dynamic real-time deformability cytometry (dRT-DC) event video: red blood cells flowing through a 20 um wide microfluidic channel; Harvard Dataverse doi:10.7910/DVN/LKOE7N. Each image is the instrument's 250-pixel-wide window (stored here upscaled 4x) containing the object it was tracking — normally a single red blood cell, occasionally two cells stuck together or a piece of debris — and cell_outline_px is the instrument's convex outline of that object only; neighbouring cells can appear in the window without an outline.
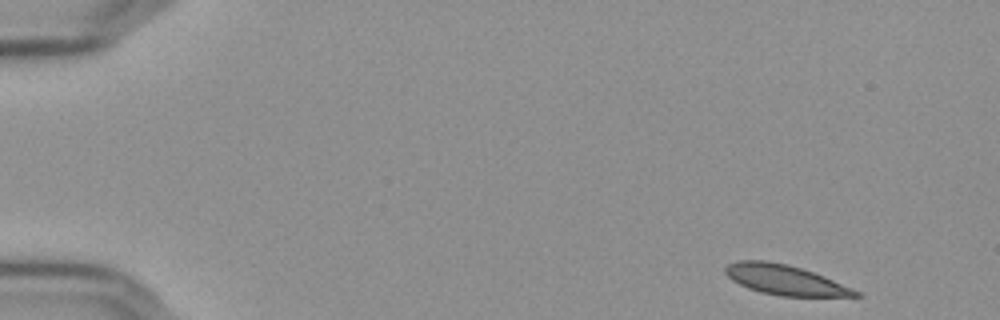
{"species": "Egyptian fruit bat (a non-hibernating species)", "species_latin": "Rousettus aegyptiacus", "temperature_condition": "cold", "stored_images_in_passage": 52, "camera_frame_rate_fps": 3000, "um_per_image_px": 0.085, "frame": {"image": 1, "passage_image": 1, "time_ms": 0.0, "image_size_px": [1000, 320], "cell_outline_px": [[864, 296], [780, 296], [760, 292], [748, 288], [732, 280], [724, 272], [724, 268], [728, 264], [736, 260], [768, 260], [788, 264], [824, 276], [852, 288], [860, 292]], "centroid_in_image_um": [66.7, 23.78], "position_along_channel_um": 18.3, "area_um2": 22.72}}
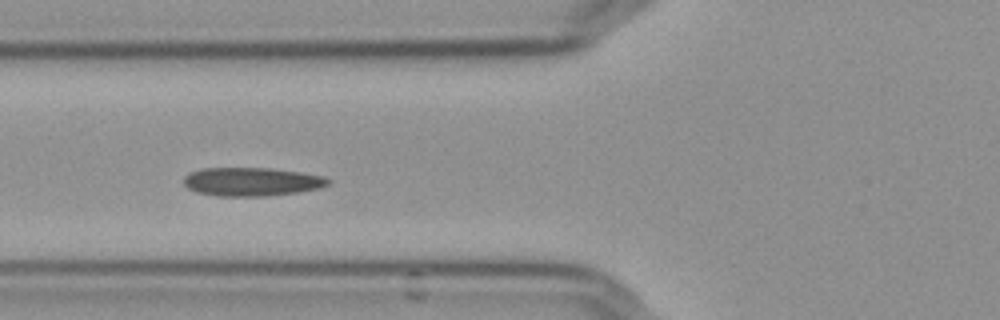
{"frame": {"image": 2, "passage_image": 18, "time_ms": 5.667, "image_size_px": [1000, 320], "cell_outline_px": [[332, 180], [328, 184], [320, 188], [296, 192], [264, 196], [216, 196], [196, 192], [188, 188], [184, 184], [184, 176], [188, 172], [200, 168], [272, 168], [300, 172], [324, 176]], "centroid_in_image_um": [21.36, 15.44], "position_along_channel_um": 104.4, "area_um2": 24.16}}
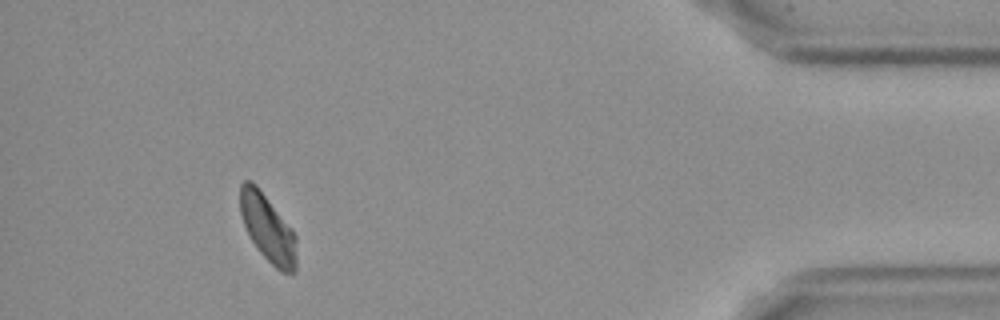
{"frame": {"image": 3, "passage_image": 48, "time_ms": 15.667, "image_size_px": [1000, 320], "cell_outline_px": [[296, 272], [280, 272], [260, 252], [252, 240], [244, 224], [240, 212], [240, 184], [244, 180], [252, 180], [256, 184], [292, 228], [296, 236]], "centroid_in_image_um": [22.77, 19.37], "position_along_channel_um": 412.4, "area_um2": 22.02}, "authors_computed_cell_mechanics": {"area_um2": 23.12, "velocity_mm_per_s": 3.6115, "shape_relaxation_time_tau1_ms": null, "shape_relaxation_time_tau2_ms": 4.192, "deformation_change_tau1": null, "deformation_change_tau2": 0.0734}}